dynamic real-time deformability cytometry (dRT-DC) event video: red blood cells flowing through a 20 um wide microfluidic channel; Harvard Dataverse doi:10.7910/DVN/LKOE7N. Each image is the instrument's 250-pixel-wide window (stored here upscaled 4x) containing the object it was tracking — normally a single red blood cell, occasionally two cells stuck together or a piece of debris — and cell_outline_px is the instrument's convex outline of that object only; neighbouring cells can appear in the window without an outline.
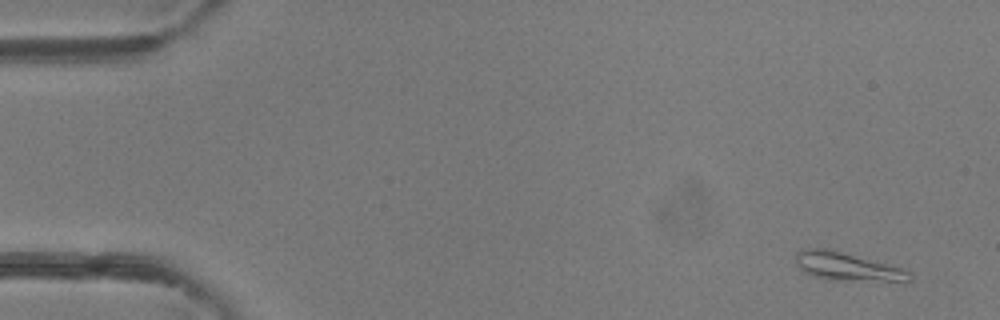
{"species": "common noctule bat (a hibernating species)", "species_latin": "Nyctalus noctula", "temperature_condition": "room temperature", "stored_images_in_passage": 46, "camera_frame_rate_fps": 3000, "um_per_image_px": 0.085, "animal": {"sex": "female"}, "frame": {"image": 1, "passage_image": 1, "time_ms": 0.0, "image_size_px": [1000, 320], "cell_outline_px": [[912, 280], [828, 280], [812, 276], [804, 272], [796, 264], [796, 252], [804, 248], [828, 248], [904, 268], [912, 272]], "centroid_in_image_um": [71.97, 22.64], "position_along_channel_um": 13.0, "area_um2": 18.67}}
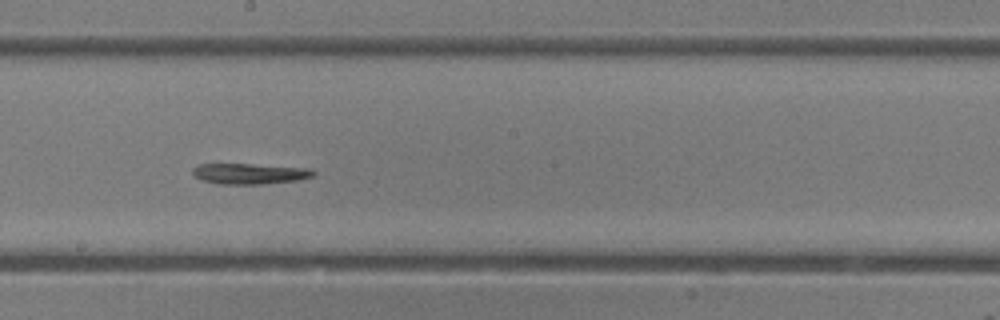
{"frame": {"image": 2, "passage_image": 25, "time_ms": 8.0, "image_size_px": [1000, 320], "cell_outline_px": [[316, 176], [300, 180], [264, 184], [216, 184], [200, 180], [192, 172], [192, 168], [196, 164], [252, 164], [308, 168], [316, 172]], "centroid_in_image_um": [21.23, 14.77], "position_along_channel_um": 227.0, "area_um2": 14.8}}
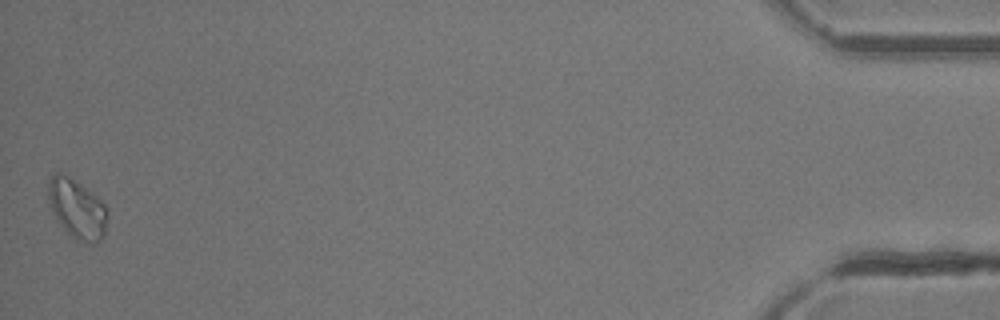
{"frame": {"image": 3, "passage_image": 46, "time_ms": 15.0, "image_size_px": [1000, 320], "cell_outline_px": [[108, 212], [104, 236], [96, 244], [72, 236], [56, 220], [52, 212], [48, 200], [48, 184], [52, 176], [56, 172], [60, 172], [68, 176], [92, 192], [108, 208]], "centroid_in_image_um": [6.55, 17.73], "position_along_channel_um": 428.6, "area_um2": 20.23}}